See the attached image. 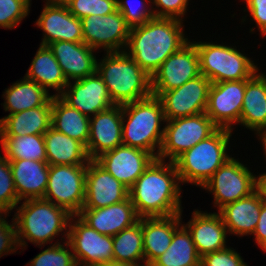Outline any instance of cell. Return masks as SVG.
<instances>
[{
  "label": "cell",
  "instance_id": "6da1fadb",
  "mask_svg": "<svg viewBox=\"0 0 266 266\" xmlns=\"http://www.w3.org/2000/svg\"><path fill=\"white\" fill-rule=\"evenodd\" d=\"M155 159L129 188L140 218L182 213L180 180L174 162Z\"/></svg>",
  "mask_w": 266,
  "mask_h": 266
},
{
  "label": "cell",
  "instance_id": "7a4b0ae2",
  "mask_svg": "<svg viewBox=\"0 0 266 266\" xmlns=\"http://www.w3.org/2000/svg\"><path fill=\"white\" fill-rule=\"evenodd\" d=\"M182 21L154 17L132 27L125 52L152 77L170 55L188 42L183 34Z\"/></svg>",
  "mask_w": 266,
  "mask_h": 266
},
{
  "label": "cell",
  "instance_id": "3957f363",
  "mask_svg": "<svg viewBox=\"0 0 266 266\" xmlns=\"http://www.w3.org/2000/svg\"><path fill=\"white\" fill-rule=\"evenodd\" d=\"M96 71L115 105H124L152 95L151 76L125 51L106 53L101 62L97 61Z\"/></svg>",
  "mask_w": 266,
  "mask_h": 266
},
{
  "label": "cell",
  "instance_id": "277c9868",
  "mask_svg": "<svg viewBox=\"0 0 266 266\" xmlns=\"http://www.w3.org/2000/svg\"><path fill=\"white\" fill-rule=\"evenodd\" d=\"M122 117L123 145L152 153L157 158L164 138V128L160 130V124L161 121L166 122L160 99L151 95L124 104Z\"/></svg>",
  "mask_w": 266,
  "mask_h": 266
},
{
  "label": "cell",
  "instance_id": "5b68a950",
  "mask_svg": "<svg viewBox=\"0 0 266 266\" xmlns=\"http://www.w3.org/2000/svg\"><path fill=\"white\" fill-rule=\"evenodd\" d=\"M17 208L14 221L20 247L27 245L26 239L41 247L52 242L56 235L66 231L72 217L66 209L44 198L25 200Z\"/></svg>",
  "mask_w": 266,
  "mask_h": 266
},
{
  "label": "cell",
  "instance_id": "8992f818",
  "mask_svg": "<svg viewBox=\"0 0 266 266\" xmlns=\"http://www.w3.org/2000/svg\"><path fill=\"white\" fill-rule=\"evenodd\" d=\"M232 130L218 128L208 138L184 151L173 162L181 183L203 186L231 157L227 147Z\"/></svg>",
  "mask_w": 266,
  "mask_h": 266
},
{
  "label": "cell",
  "instance_id": "52a82bcc",
  "mask_svg": "<svg viewBox=\"0 0 266 266\" xmlns=\"http://www.w3.org/2000/svg\"><path fill=\"white\" fill-rule=\"evenodd\" d=\"M194 44L200 59L201 74L211 83L249 79L258 72L253 61L232 46L206 42Z\"/></svg>",
  "mask_w": 266,
  "mask_h": 266
},
{
  "label": "cell",
  "instance_id": "ba28073f",
  "mask_svg": "<svg viewBox=\"0 0 266 266\" xmlns=\"http://www.w3.org/2000/svg\"><path fill=\"white\" fill-rule=\"evenodd\" d=\"M166 122L164 138L157 159L165 160L168 157L172 162L184 151L208 138L219 128L205 112L166 120Z\"/></svg>",
  "mask_w": 266,
  "mask_h": 266
},
{
  "label": "cell",
  "instance_id": "9c48e42d",
  "mask_svg": "<svg viewBox=\"0 0 266 266\" xmlns=\"http://www.w3.org/2000/svg\"><path fill=\"white\" fill-rule=\"evenodd\" d=\"M87 165H50L44 199L78 215L85 201Z\"/></svg>",
  "mask_w": 266,
  "mask_h": 266
},
{
  "label": "cell",
  "instance_id": "30bf717a",
  "mask_svg": "<svg viewBox=\"0 0 266 266\" xmlns=\"http://www.w3.org/2000/svg\"><path fill=\"white\" fill-rule=\"evenodd\" d=\"M259 187V177L253 175L238 160L228 159L202 186L213 193L214 205H225L249 196Z\"/></svg>",
  "mask_w": 266,
  "mask_h": 266
},
{
  "label": "cell",
  "instance_id": "8fae6325",
  "mask_svg": "<svg viewBox=\"0 0 266 266\" xmlns=\"http://www.w3.org/2000/svg\"><path fill=\"white\" fill-rule=\"evenodd\" d=\"M71 219L65 237L72 247L77 266H97L114 260L112 236L98 233L78 215H72Z\"/></svg>",
  "mask_w": 266,
  "mask_h": 266
},
{
  "label": "cell",
  "instance_id": "7c38bea8",
  "mask_svg": "<svg viewBox=\"0 0 266 266\" xmlns=\"http://www.w3.org/2000/svg\"><path fill=\"white\" fill-rule=\"evenodd\" d=\"M210 86L211 81L201 74L179 88L152 95L160 99L165 120H173L204 113Z\"/></svg>",
  "mask_w": 266,
  "mask_h": 266
},
{
  "label": "cell",
  "instance_id": "4fadbf2b",
  "mask_svg": "<svg viewBox=\"0 0 266 266\" xmlns=\"http://www.w3.org/2000/svg\"><path fill=\"white\" fill-rule=\"evenodd\" d=\"M81 22L83 42L92 49L102 47L106 53L125 51L123 47H127L131 27L118 9L104 16L89 15Z\"/></svg>",
  "mask_w": 266,
  "mask_h": 266
},
{
  "label": "cell",
  "instance_id": "5bb4252c",
  "mask_svg": "<svg viewBox=\"0 0 266 266\" xmlns=\"http://www.w3.org/2000/svg\"><path fill=\"white\" fill-rule=\"evenodd\" d=\"M201 75L200 59L194 43L187 42L170 55L151 77L152 92H165L179 88Z\"/></svg>",
  "mask_w": 266,
  "mask_h": 266
},
{
  "label": "cell",
  "instance_id": "9a60e30c",
  "mask_svg": "<svg viewBox=\"0 0 266 266\" xmlns=\"http://www.w3.org/2000/svg\"><path fill=\"white\" fill-rule=\"evenodd\" d=\"M245 88L246 79L211 83L205 113L219 128L239 123Z\"/></svg>",
  "mask_w": 266,
  "mask_h": 266
},
{
  "label": "cell",
  "instance_id": "2e32d148",
  "mask_svg": "<svg viewBox=\"0 0 266 266\" xmlns=\"http://www.w3.org/2000/svg\"><path fill=\"white\" fill-rule=\"evenodd\" d=\"M73 83L74 85L68 82L59 97L80 113L90 117L115 105L97 71Z\"/></svg>",
  "mask_w": 266,
  "mask_h": 266
},
{
  "label": "cell",
  "instance_id": "e0dca14e",
  "mask_svg": "<svg viewBox=\"0 0 266 266\" xmlns=\"http://www.w3.org/2000/svg\"><path fill=\"white\" fill-rule=\"evenodd\" d=\"M36 25L43 30L41 45L52 42H83L81 19L75 17L61 0H46Z\"/></svg>",
  "mask_w": 266,
  "mask_h": 266
},
{
  "label": "cell",
  "instance_id": "ac0fdd59",
  "mask_svg": "<svg viewBox=\"0 0 266 266\" xmlns=\"http://www.w3.org/2000/svg\"><path fill=\"white\" fill-rule=\"evenodd\" d=\"M155 159L152 153L120 145L104 152L95 161L129 189Z\"/></svg>",
  "mask_w": 266,
  "mask_h": 266
},
{
  "label": "cell",
  "instance_id": "d6986e66",
  "mask_svg": "<svg viewBox=\"0 0 266 266\" xmlns=\"http://www.w3.org/2000/svg\"><path fill=\"white\" fill-rule=\"evenodd\" d=\"M129 189L95 160L87 164L85 201L82 209H98L126 200Z\"/></svg>",
  "mask_w": 266,
  "mask_h": 266
},
{
  "label": "cell",
  "instance_id": "ffe728a7",
  "mask_svg": "<svg viewBox=\"0 0 266 266\" xmlns=\"http://www.w3.org/2000/svg\"><path fill=\"white\" fill-rule=\"evenodd\" d=\"M122 118V105H113L97 113L92 119L90 117L86 147L90 160H95L104 152L123 145Z\"/></svg>",
  "mask_w": 266,
  "mask_h": 266
},
{
  "label": "cell",
  "instance_id": "44dd1931",
  "mask_svg": "<svg viewBox=\"0 0 266 266\" xmlns=\"http://www.w3.org/2000/svg\"><path fill=\"white\" fill-rule=\"evenodd\" d=\"M78 216L98 233L112 237L140 219L129 197L103 208L81 209Z\"/></svg>",
  "mask_w": 266,
  "mask_h": 266
},
{
  "label": "cell",
  "instance_id": "7402d4cb",
  "mask_svg": "<svg viewBox=\"0 0 266 266\" xmlns=\"http://www.w3.org/2000/svg\"><path fill=\"white\" fill-rule=\"evenodd\" d=\"M52 51L68 82L79 80L96 72L94 49L84 42L57 41L47 45Z\"/></svg>",
  "mask_w": 266,
  "mask_h": 266
},
{
  "label": "cell",
  "instance_id": "603a6c76",
  "mask_svg": "<svg viewBox=\"0 0 266 266\" xmlns=\"http://www.w3.org/2000/svg\"><path fill=\"white\" fill-rule=\"evenodd\" d=\"M264 201L263 192L258 187L249 196L222 207L218 213L221 215L227 231L239 236L253 234Z\"/></svg>",
  "mask_w": 266,
  "mask_h": 266
},
{
  "label": "cell",
  "instance_id": "cb8c5ba5",
  "mask_svg": "<svg viewBox=\"0 0 266 266\" xmlns=\"http://www.w3.org/2000/svg\"><path fill=\"white\" fill-rule=\"evenodd\" d=\"M192 219L185 225L191 233L198 254L203 255L226 248L228 233L219 213H202L195 209Z\"/></svg>",
  "mask_w": 266,
  "mask_h": 266
},
{
  "label": "cell",
  "instance_id": "d4e9b609",
  "mask_svg": "<svg viewBox=\"0 0 266 266\" xmlns=\"http://www.w3.org/2000/svg\"><path fill=\"white\" fill-rule=\"evenodd\" d=\"M181 213L167 217H143L144 263L150 266L170 246L175 230L181 225Z\"/></svg>",
  "mask_w": 266,
  "mask_h": 266
},
{
  "label": "cell",
  "instance_id": "484cf974",
  "mask_svg": "<svg viewBox=\"0 0 266 266\" xmlns=\"http://www.w3.org/2000/svg\"><path fill=\"white\" fill-rule=\"evenodd\" d=\"M13 180L19 201L44 198L49 168L47 162L35 160H10Z\"/></svg>",
  "mask_w": 266,
  "mask_h": 266
},
{
  "label": "cell",
  "instance_id": "4316f807",
  "mask_svg": "<svg viewBox=\"0 0 266 266\" xmlns=\"http://www.w3.org/2000/svg\"><path fill=\"white\" fill-rule=\"evenodd\" d=\"M52 99L44 106L0 119V136L44 134L51 127Z\"/></svg>",
  "mask_w": 266,
  "mask_h": 266
},
{
  "label": "cell",
  "instance_id": "83f0119b",
  "mask_svg": "<svg viewBox=\"0 0 266 266\" xmlns=\"http://www.w3.org/2000/svg\"><path fill=\"white\" fill-rule=\"evenodd\" d=\"M239 123L255 132L266 127V75L256 72L246 79Z\"/></svg>",
  "mask_w": 266,
  "mask_h": 266
},
{
  "label": "cell",
  "instance_id": "f1b7e54d",
  "mask_svg": "<svg viewBox=\"0 0 266 266\" xmlns=\"http://www.w3.org/2000/svg\"><path fill=\"white\" fill-rule=\"evenodd\" d=\"M49 165H87L90 161L86 147L50 127L44 134Z\"/></svg>",
  "mask_w": 266,
  "mask_h": 266
},
{
  "label": "cell",
  "instance_id": "f546056e",
  "mask_svg": "<svg viewBox=\"0 0 266 266\" xmlns=\"http://www.w3.org/2000/svg\"><path fill=\"white\" fill-rule=\"evenodd\" d=\"M25 77L35 81L46 90H49L47 88H53L58 92L54 96H59L68 84L52 51L48 46L41 44Z\"/></svg>",
  "mask_w": 266,
  "mask_h": 266
},
{
  "label": "cell",
  "instance_id": "4dcf8cb0",
  "mask_svg": "<svg viewBox=\"0 0 266 266\" xmlns=\"http://www.w3.org/2000/svg\"><path fill=\"white\" fill-rule=\"evenodd\" d=\"M51 127L87 147L90 117L70 107L59 96L52 97Z\"/></svg>",
  "mask_w": 266,
  "mask_h": 266
},
{
  "label": "cell",
  "instance_id": "1f68e13d",
  "mask_svg": "<svg viewBox=\"0 0 266 266\" xmlns=\"http://www.w3.org/2000/svg\"><path fill=\"white\" fill-rule=\"evenodd\" d=\"M4 109L10 112L9 115L28 109L46 105L54 95L38 85L35 81L27 79L17 81L5 90Z\"/></svg>",
  "mask_w": 266,
  "mask_h": 266
},
{
  "label": "cell",
  "instance_id": "d6a6232c",
  "mask_svg": "<svg viewBox=\"0 0 266 266\" xmlns=\"http://www.w3.org/2000/svg\"><path fill=\"white\" fill-rule=\"evenodd\" d=\"M150 266H201V256L185 224L175 230L169 248Z\"/></svg>",
  "mask_w": 266,
  "mask_h": 266
},
{
  "label": "cell",
  "instance_id": "836d02e7",
  "mask_svg": "<svg viewBox=\"0 0 266 266\" xmlns=\"http://www.w3.org/2000/svg\"><path fill=\"white\" fill-rule=\"evenodd\" d=\"M4 156L10 160H35L47 162L43 134L25 136H0Z\"/></svg>",
  "mask_w": 266,
  "mask_h": 266
},
{
  "label": "cell",
  "instance_id": "e575fe53",
  "mask_svg": "<svg viewBox=\"0 0 266 266\" xmlns=\"http://www.w3.org/2000/svg\"><path fill=\"white\" fill-rule=\"evenodd\" d=\"M112 239L114 260L134 263L142 260L144 263L142 218L131 227L114 235Z\"/></svg>",
  "mask_w": 266,
  "mask_h": 266
},
{
  "label": "cell",
  "instance_id": "d590c367",
  "mask_svg": "<svg viewBox=\"0 0 266 266\" xmlns=\"http://www.w3.org/2000/svg\"><path fill=\"white\" fill-rule=\"evenodd\" d=\"M10 161L0 153V212H8L19 204Z\"/></svg>",
  "mask_w": 266,
  "mask_h": 266
},
{
  "label": "cell",
  "instance_id": "8d00e7d4",
  "mask_svg": "<svg viewBox=\"0 0 266 266\" xmlns=\"http://www.w3.org/2000/svg\"><path fill=\"white\" fill-rule=\"evenodd\" d=\"M77 18L89 15L104 16L118 9L117 0H61Z\"/></svg>",
  "mask_w": 266,
  "mask_h": 266
},
{
  "label": "cell",
  "instance_id": "74e56055",
  "mask_svg": "<svg viewBox=\"0 0 266 266\" xmlns=\"http://www.w3.org/2000/svg\"><path fill=\"white\" fill-rule=\"evenodd\" d=\"M66 248L60 242L54 243L49 248L45 249L39 253L33 260L29 263L30 266H77L74 259V255L70 249L68 241H65Z\"/></svg>",
  "mask_w": 266,
  "mask_h": 266
},
{
  "label": "cell",
  "instance_id": "f35d334b",
  "mask_svg": "<svg viewBox=\"0 0 266 266\" xmlns=\"http://www.w3.org/2000/svg\"><path fill=\"white\" fill-rule=\"evenodd\" d=\"M146 1L151 2V0ZM144 2L145 0H117L118 11L131 28L142 25L155 17L153 9L146 8V3Z\"/></svg>",
  "mask_w": 266,
  "mask_h": 266
},
{
  "label": "cell",
  "instance_id": "ab89813d",
  "mask_svg": "<svg viewBox=\"0 0 266 266\" xmlns=\"http://www.w3.org/2000/svg\"><path fill=\"white\" fill-rule=\"evenodd\" d=\"M31 0H0V27H16L28 13Z\"/></svg>",
  "mask_w": 266,
  "mask_h": 266
},
{
  "label": "cell",
  "instance_id": "60d3db41",
  "mask_svg": "<svg viewBox=\"0 0 266 266\" xmlns=\"http://www.w3.org/2000/svg\"><path fill=\"white\" fill-rule=\"evenodd\" d=\"M201 266H248L232 248L210 252L201 257Z\"/></svg>",
  "mask_w": 266,
  "mask_h": 266
},
{
  "label": "cell",
  "instance_id": "b9f144b4",
  "mask_svg": "<svg viewBox=\"0 0 266 266\" xmlns=\"http://www.w3.org/2000/svg\"><path fill=\"white\" fill-rule=\"evenodd\" d=\"M2 214L5 216L8 212H0V257L5 253L16 252L15 249L19 247L14 217L12 224H8Z\"/></svg>",
  "mask_w": 266,
  "mask_h": 266
},
{
  "label": "cell",
  "instance_id": "7bdbcfd3",
  "mask_svg": "<svg viewBox=\"0 0 266 266\" xmlns=\"http://www.w3.org/2000/svg\"><path fill=\"white\" fill-rule=\"evenodd\" d=\"M155 4L158 10H153L155 17L164 18H176L182 20L181 17L184 16L186 8L188 5V0H151ZM161 9V10H160Z\"/></svg>",
  "mask_w": 266,
  "mask_h": 266
},
{
  "label": "cell",
  "instance_id": "ee69618b",
  "mask_svg": "<svg viewBox=\"0 0 266 266\" xmlns=\"http://www.w3.org/2000/svg\"><path fill=\"white\" fill-rule=\"evenodd\" d=\"M248 11L256 22L261 35H266V0H245Z\"/></svg>",
  "mask_w": 266,
  "mask_h": 266
},
{
  "label": "cell",
  "instance_id": "f6af8a7d",
  "mask_svg": "<svg viewBox=\"0 0 266 266\" xmlns=\"http://www.w3.org/2000/svg\"><path fill=\"white\" fill-rule=\"evenodd\" d=\"M253 234L257 245L266 252V201L262 203L259 221Z\"/></svg>",
  "mask_w": 266,
  "mask_h": 266
},
{
  "label": "cell",
  "instance_id": "bcb514c9",
  "mask_svg": "<svg viewBox=\"0 0 266 266\" xmlns=\"http://www.w3.org/2000/svg\"><path fill=\"white\" fill-rule=\"evenodd\" d=\"M97 266H148L144 263V265H140V263H134V262H121L112 260L106 263L99 264Z\"/></svg>",
  "mask_w": 266,
  "mask_h": 266
},
{
  "label": "cell",
  "instance_id": "7dc6e473",
  "mask_svg": "<svg viewBox=\"0 0 266 266\" xmlns=\"http://www.w3.org/2000/svg\"><path fill=\"white\" fill-rule=\"evenodd\" d=\"M259 188L263 192L266 201V173H263L259 176Z\"/></svg>",
  "mask_w": 266,
  "mask_h": 266
},
{
  "label": "cell",
  "instance_id": "c3c4849f",
  "mask_svg": "<svg viewBox=\"0 0 266 266\" xmlns=\"http://www.w3.org/2000/svg\"><path fill=\"white\" fill-rule=\"evenodd\" d=\"M257 133L259 134L258 136H260V139H261V142H262V146L264 148V153L266 155V127L260 129Z\"/></svg>",
  "mask_w": 266,
  "mask_h": 266
}]
</instances>
